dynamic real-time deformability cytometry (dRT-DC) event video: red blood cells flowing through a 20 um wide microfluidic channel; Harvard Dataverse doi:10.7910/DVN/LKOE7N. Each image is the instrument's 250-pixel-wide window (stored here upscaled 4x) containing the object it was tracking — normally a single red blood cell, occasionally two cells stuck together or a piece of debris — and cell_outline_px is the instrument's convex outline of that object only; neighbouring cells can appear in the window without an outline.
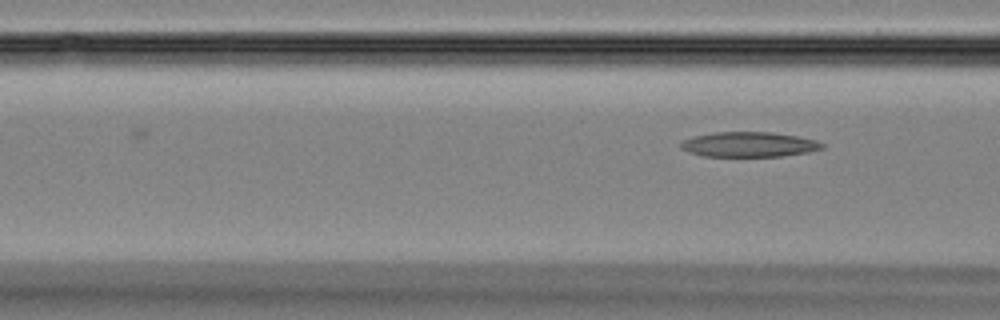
{"species": "Egyptian fruit bat (a non-hibernating species)", "species_latin": "Rousettus aegyptiacus", "temperature_condition": "room temperature", "stored_images_in_passage": 3, "camera_frame_rate_fps": 3000, "um_per_image_px": 0.085, "animal": {"sex": "female"}, "frame": {"image": 1, "passage_image": 3, "time_ms": 2.333, "image_size_px": [1000, 320], "cell_outline_px": [[824, 148], [808, 152], [784, 156], [704, 156], [688, 152], [680, 148], [680, 144], [684, 140], [692, 136], [712, 132], [772, 132], [800, 136], [816, 140], [824, 144]], "centroid_in_image_um": [63.67, 12.27], "position_along_channel_um": 102.9, "area_um2": 20.75}}